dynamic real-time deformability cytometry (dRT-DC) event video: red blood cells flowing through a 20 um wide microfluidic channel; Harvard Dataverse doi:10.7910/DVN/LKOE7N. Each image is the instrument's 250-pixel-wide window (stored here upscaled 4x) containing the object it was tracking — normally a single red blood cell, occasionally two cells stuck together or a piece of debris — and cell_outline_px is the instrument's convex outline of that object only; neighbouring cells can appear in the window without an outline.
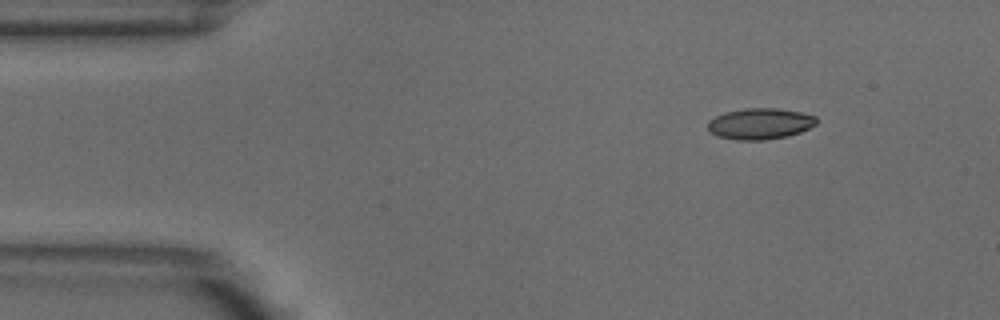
{"species": "common noctule bat (a hibernating species)", "species_latin": "Nyctalus noctula", "temperature_condition": "warm", "stored_images_in_passage": 3, "camera_frame_rate_fps": 3000, "um_per_image_px": 0.085, "animal": {"sex": "male", "body_mass_g": 18.8}, "frame": {"image": 1, "passage_image": 1, "time_ms": 0.0, "image_size_px": [1000, 320], "cell_outline_px": [[816, 124], [800, 132], [788, 136], [764, 140], [736, 140], [716, 136], [708, 132], [708, 120], [724, 112], [744, 108], [776, 108], [800, 112], [816, 116]], "centroid_in_image_um": [64.56, 10.52], "position_along_channel_um": 20.4, "area_um2": 19.83}}
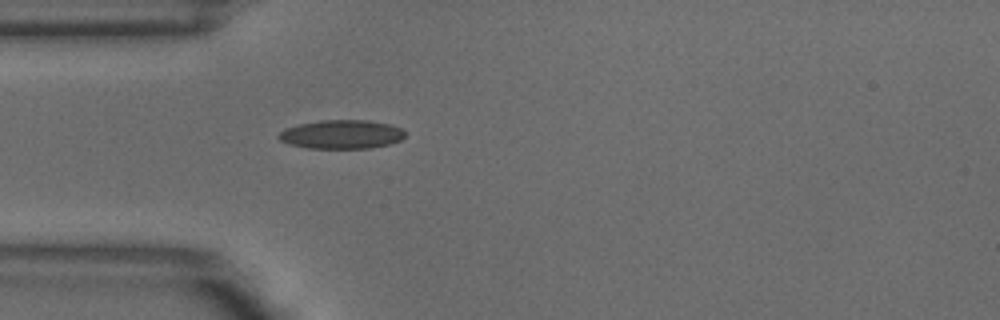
{"frame": {"image": 2, "passage_image": 3, "time_ms": 0.667, "image_size_px": [1000, 320], "cell_outline_px": [[404, 136], [400, 140], [388, 144], [372, 148], [308, 148], [292, 144], [280, 140], [276, 136], [284, 128], [300, 124], [320, 120], [368, 120], [388, 124], [400, 128], [404, 132]], "centroid_in_image_um": [29.01, 11.41], "position_along_channel_um": 56.0, "area_um2": 21.04}}